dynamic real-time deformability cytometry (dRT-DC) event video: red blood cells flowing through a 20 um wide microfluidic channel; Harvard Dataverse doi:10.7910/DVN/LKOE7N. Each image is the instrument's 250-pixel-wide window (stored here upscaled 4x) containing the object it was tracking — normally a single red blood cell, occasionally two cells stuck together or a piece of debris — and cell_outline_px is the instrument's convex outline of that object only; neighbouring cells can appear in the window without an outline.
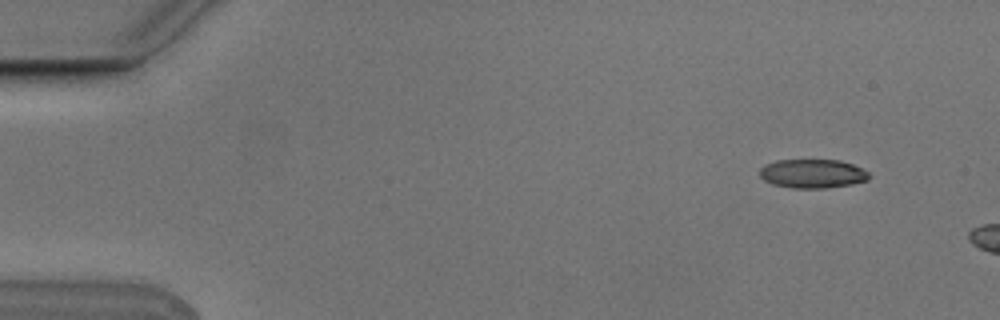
{"species": "Egyptian fruit bat (a non-hibernating species)", "species_latin": "Rousettus aegyptiacus", "temperature_condition": "cold", "stored_images_in_passage": 3, "camera_frame_rate_fps": 3000, "um_per_image_px": 0.085, "animal": {"sex": "male"}, "frame": {"image": 1, "passage_image": 1, "time_ms": 0.0, "image_size_px": [1000, 320], "cell_outline_px": [[872, 176], [868, 180], [852, 184], [828, 188], [792, 188], [772, 184], [764, 180], [760, 176], [760, 168], [764, 164], [776, 160], [840, 160], [852, 164], [868, 172]], "centroid_in_image_um": [69.06, 14.76], "position_along_channel_um": 15.9, "area_um2": 18.55}}